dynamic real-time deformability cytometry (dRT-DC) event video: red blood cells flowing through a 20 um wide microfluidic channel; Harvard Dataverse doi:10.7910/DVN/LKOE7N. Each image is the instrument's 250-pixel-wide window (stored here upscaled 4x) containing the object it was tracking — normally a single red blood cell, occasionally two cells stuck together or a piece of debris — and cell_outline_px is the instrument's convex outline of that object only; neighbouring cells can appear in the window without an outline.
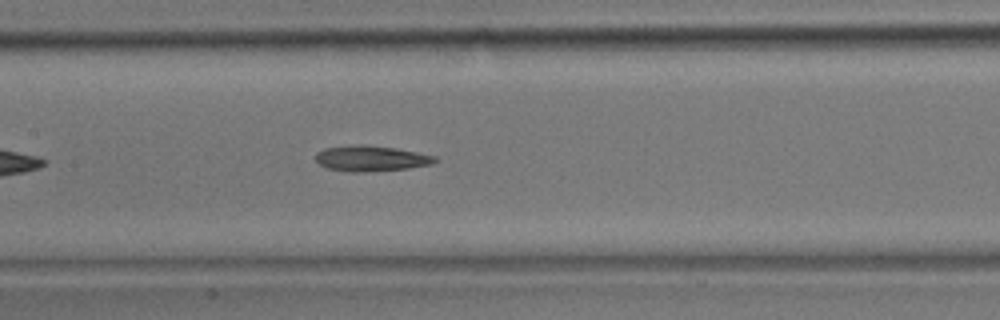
{"species": "common noctule bat (a hibernating species)", "species_latin": "Nyctalus noctula", "temperature_condition": "room temperature", "stored_images_in_passage": 16, "camera_frame_rate_fps": 3000, "um_per_image_px": 0.085, "animal": {"sex": "male", "body_mass_g": 17.9}, "frame": {"image": 1, "passage_image": 10, "time_ms": 3.0, "image_size_px": [1000, 320], "cell_outline_px": [[440, 160], [432, 164], [408, 168], [356, 172], [352, 172], [328, 168], [320, 164], [316, 160], [316, 152], [324, 148], [352, 144], [360, 144], [396, 148], [436, 156]], "centroid_in_image_um": [31.55, 13.45], "position_along_channel_um": 175.9, "area_um2": 17.74}}